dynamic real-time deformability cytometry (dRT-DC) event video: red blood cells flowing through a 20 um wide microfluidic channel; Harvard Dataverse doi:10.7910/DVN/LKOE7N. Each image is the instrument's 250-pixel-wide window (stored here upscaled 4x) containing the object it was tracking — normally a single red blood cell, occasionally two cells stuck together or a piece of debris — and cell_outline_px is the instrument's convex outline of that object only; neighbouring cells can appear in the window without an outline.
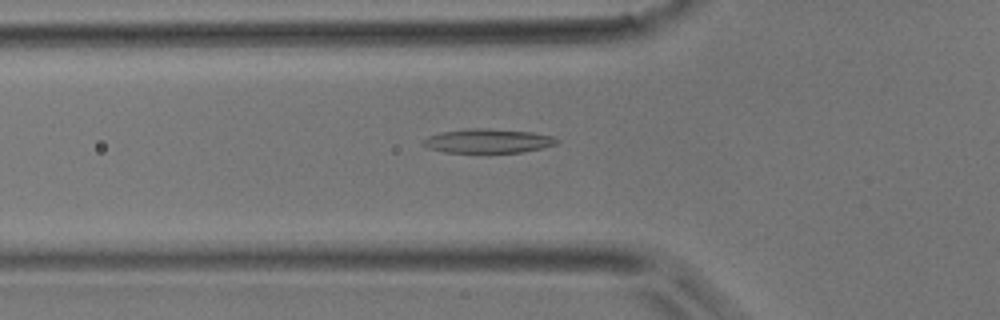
{"species": "common noctule bat (a hibernating species)", "species_latin": "Nyctalus noctula", "temperature_condition": "room temperature", "stored_images_in_passage": 45, "camera_frame_rate_fps": 3000, "um_per_image_px": 0.085, "animal": {"sex": "male", "body_mass_g": 17.9}, "frame": {"image": 1, "passage_image": 15, "time_ms": 4.667, "image_size_px": [1000, 320], "cell_outline_px": [[560, 140], [556, 144], [544, 148], [520, 152], [488, 156], [444, 152], [428, 148], [420, 144], [428, 136], [444, 132], [468, 128], [480, 128], [532, 132], [552, 136]], "centroid_in_image_um": [41.46, 12.04], "position_along_channel_um": 84.3, "area_um2": 19.71}}
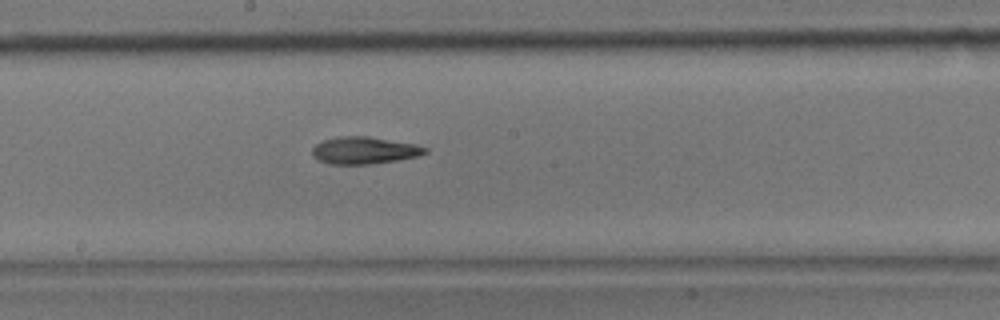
{"frame": {"image": 2, "passage_image": 24, "time_ms": 7.667, "image_size_px": [1000, 320], "cell_outline_px": [[428, 152], [420, 156], [372, 164], [328, 164], [316, 160], [312, 156], [312, 148], [316, 144], [324, 140], [336, 136], [368, 136], [416, 144], [428, 148]], "centroid_in_image_um": [30.95, 12.78], "position_along_channel_um": 217.2, "area_um2": 18.09}}
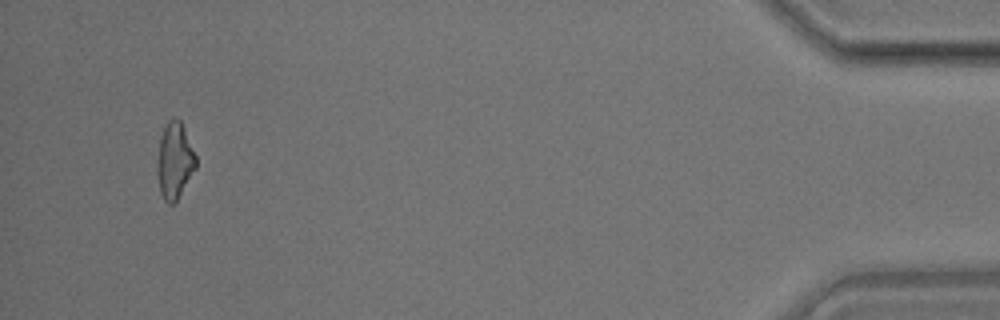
{"frame": {"image": 3, "passage_image": 43, "time_ms": 14.0, "image_size_px": [1000, 320], "cell_outline_px": [[196, 168], [176, 204], [168, 204], [164, 200], [160, 192], [156, 168], [156, 164], [160, 136], [168, 120], [180, 120], [184, 128], [196, 156]], "centroid_in_image_um": [14.83, 13.73], "position_along_channel_um": 420.4, "area_um2": 17.34}}